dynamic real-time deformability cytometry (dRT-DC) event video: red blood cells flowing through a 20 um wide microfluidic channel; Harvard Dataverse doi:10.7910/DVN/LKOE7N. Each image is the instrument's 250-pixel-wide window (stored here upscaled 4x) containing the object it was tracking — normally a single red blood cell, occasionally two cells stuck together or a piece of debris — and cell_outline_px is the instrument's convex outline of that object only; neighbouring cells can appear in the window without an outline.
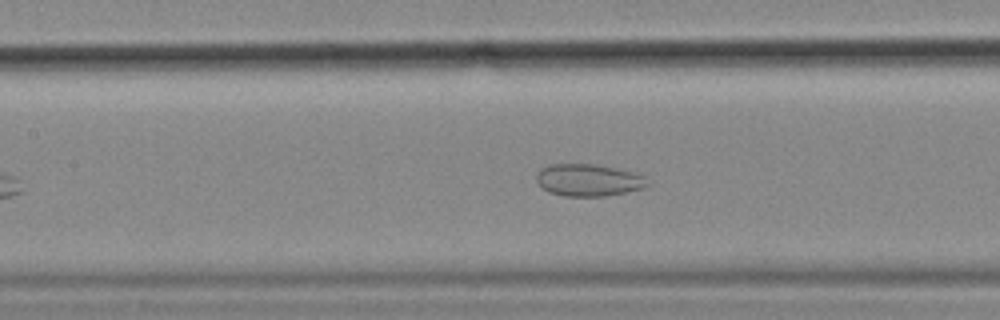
{"species": "common noctule bat (a hibernating species)", "species_latin": "Nyctalus noctula", "temperature_condition": "cold", "stored_images_in_passage": 43, "camera_frame_rate_fps": 3000, "um_per_image_px": 0.085, "animal": {"sex": "female", "body_mass_g": 18.4}, "frame": {"image": 1, "passage_image": 19, "time_ms": 6.0, "image_size_px": [1000, 320], "cell_outline_px": [[652, 184], [644, 188], [604, 196], [564, 196], [548, 192], [536, 180], [536, 176], [540, 168], [548, 164], [596, 164], [644, 176]], "centroid_in_image_um": [49.99, 15.31], "position_along_channel_um": 157.4, "area_um2": 20.63}}